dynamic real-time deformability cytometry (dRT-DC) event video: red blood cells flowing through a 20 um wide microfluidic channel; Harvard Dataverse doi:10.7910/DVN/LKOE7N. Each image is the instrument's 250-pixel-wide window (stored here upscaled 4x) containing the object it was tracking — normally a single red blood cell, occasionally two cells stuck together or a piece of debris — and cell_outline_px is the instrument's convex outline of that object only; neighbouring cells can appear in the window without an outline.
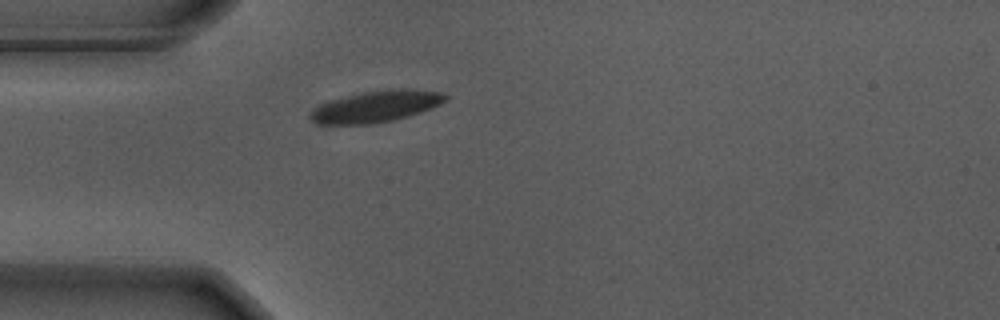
{"species": "Egyptian fruit bat (a non-hibernating species)", "species_latin": "Rousettus aegyptiacus", "temperature_condition": "warm", "stored_images_in_passage": 41, "camera_frame_rate_fps": 3000, "um_per_image_px": 0.085, "animal": {"sex": "male"}, "frame": {"image": 1, "passage_image": 1, "time_ms": 0.0, "image_size_px": [1000, 320], "cell_outline_px": [[448, 100], [432, 108], [408, 116], [392, 120], [368, 124], [316, 124], [308, 116], [312, 108], [328, 100], [360, 92], [392, 88], [404, 88], [440, 92], [448, 96]], "centroid_in_image_um": [31.93, 9.03], "position_along_channel_um": 53.1, "area_um2": 25.03}}
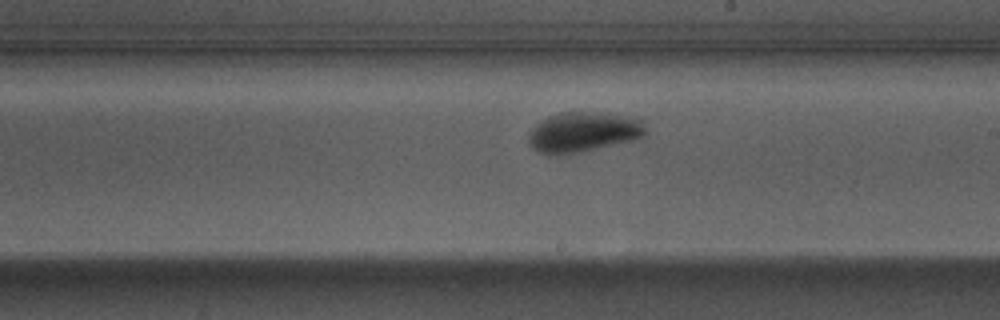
{"frame": {"image": 2, "passage_image": 17, "time_ms": 5.333, "image_size_px": [1000, 320], "cell_outline_px": [[648, 132], [640, 140], [568, 156], [548, 156], [532, 148], [528, 140], [528, 132], [536, 124], [548, 116], [560, 112], [584, 112], [624, 116], [640, 120]], "centroid_in_image_um": [49.57, 11.29], "position_along_channel_um": 239.4, "area_um2": 28.15}}
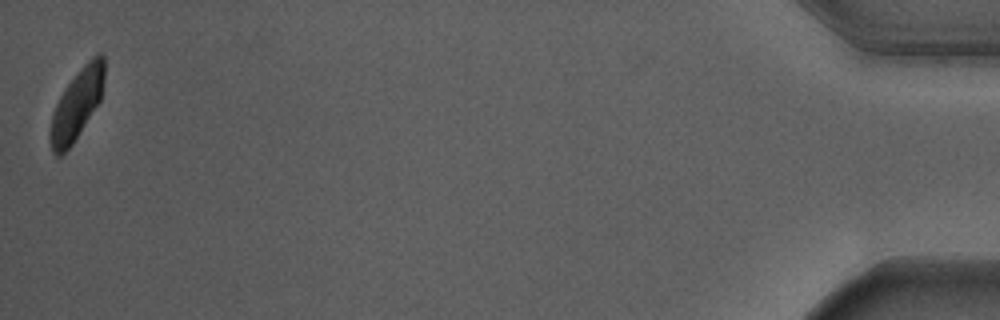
{"frame": {"image": 3, "passage_image": 41, "time_ms": 13.333, "image_size_px": [1000, 320], "cell_outline_px": [[104, 80], [100, 100], [80, 132], [72, 144], [60, 156], [56, 156], [52, 152], [48, 136], [52, 116], [56, 104], [60, 96], [68, 84], [84, 64], [96, 52], [100, 52], [104, 56]], "centroid_in_image_um": [6.52, 8.87], "position_along_channel_um": 428.7, "area_um2": 21.91}, "authors_computed_cell_mechanics": {"area_um2": 25.2008, "velocity_mm_per_s": 3.6387, "shape_relaxation_time_tau1_ms": 2.0472, "shape_relaxation_time_tau2_ms": null, "deformation_change_tau1": 0.1413, "deformation_change_tau2": null}}